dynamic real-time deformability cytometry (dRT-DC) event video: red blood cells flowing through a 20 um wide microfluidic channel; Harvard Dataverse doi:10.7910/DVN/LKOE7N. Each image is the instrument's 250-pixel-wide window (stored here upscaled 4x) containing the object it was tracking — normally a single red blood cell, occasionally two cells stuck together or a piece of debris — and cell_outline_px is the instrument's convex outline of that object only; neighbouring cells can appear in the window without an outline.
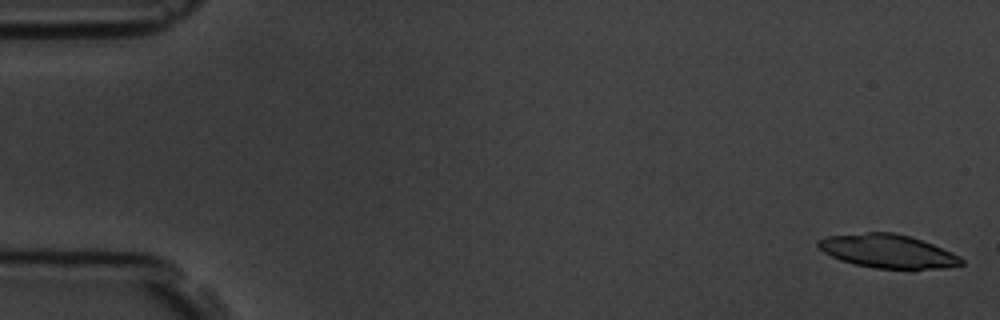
{"species": "common noctule bat (a hibernating species)", "species_latin": "Nyctalus noctula", "temperature_condition": "room temperature", "stored_images_in_passage": 5, "camera_frame_rate_fps": 3000, "um_per_image_px": 0.085, "animal": {"sex": "male", "body_mass_g": 19.5, "forearm_length_mm": 54.6}, "frame": {"image": 1, "passage_image": 1, "time_ms": 0.0, "image_size_px": [1000, 320], "cell_outline_px": [[964, 264], [944, 268], [876, 268], [856, 264], [840, 260], [824, 252], [816, 244], [816, 240], [828, 236], [868, 232], [892, 232], [908, 236], [932, 244], [952, 252], [960, 256], [964, 260]], "centroid_in_image_um": [75.46, 21.34], "position_along_channel_um": 9.5, "area_um2": 27.63}}